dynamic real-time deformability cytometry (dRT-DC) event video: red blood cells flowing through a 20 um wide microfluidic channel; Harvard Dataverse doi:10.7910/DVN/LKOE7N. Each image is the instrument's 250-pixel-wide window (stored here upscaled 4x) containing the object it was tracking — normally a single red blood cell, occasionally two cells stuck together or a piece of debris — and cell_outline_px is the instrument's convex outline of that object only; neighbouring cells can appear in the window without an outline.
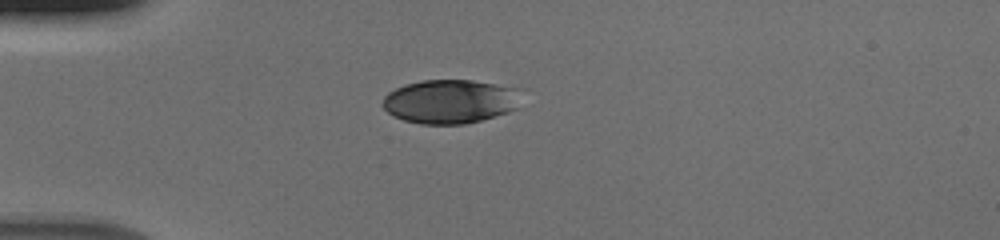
{"species": "human", "species_latin": "Homo sapiens", "temperature_condition": "cold", "stored_images_in_passage": 39, "camera_frame_rate_fps": 3000, "um_per_image_px": 0.085, "donor": {"sex": "male"}, "frame": {"image": 1, "passage_image": 1, "time_ms": 0.0, "image_size_px": [1000, 240], "cell_outline_px": [[528, 88], [520, 108], [508, 112], [480, 120], [464, 124], [420, 124], [404, 120], [392, 116], [380, 104], [384, 96], [388, 92], [404, 84], [420, 80], [472, 80]], "centroid_in_image_um": [38.4, 8.6], "position_along_channel_um": 46.6, "area_um2": 36.76}}
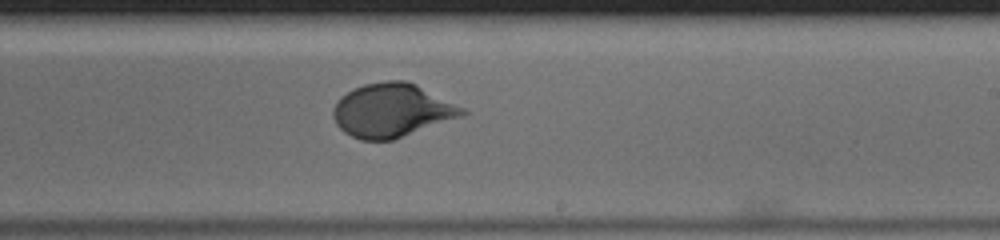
{"frame": {"image": 2, "passage_image": 19, "time_ms": 6.0, "image_size_px": [1000, 240], "cell_outline_px": [[468, 112], [460, 116], [392, 140], [360, 140], [344, 132], [336, 124], [332, 116], [332, 112], [340, 96], [364, 84], [384, 80], [408, 80], [464, 108]], "centroid_in_image_um": [33.27, 9.37], "position_along_channel_um": 255.7, "area_um2": 39.88}}
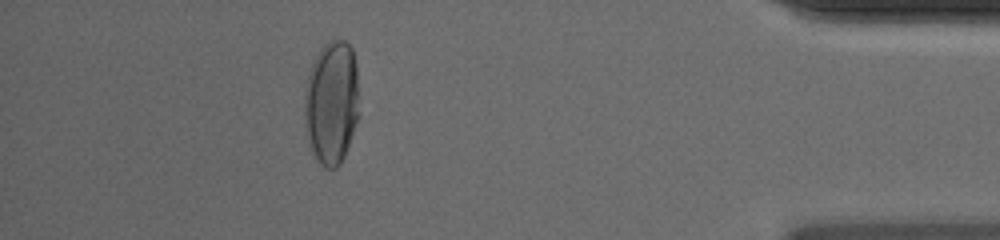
{"frame": {"image": 3, "passage_image": 34, "time_ms": 11.0, "image_size_px": [1000, 240], "cell_outline_px": [[360, 116], [344, 156], [340, 164], [336, 168], [324, 168], [316, 160], [312, 152], [308, 140], [304, 124], [304, 92], [308, 76], [312, 64], [320, 48], [332, 36], [336, 36], [344, 40], [352, 48], [356, 64]], "centroid_in_image_um": [28.19, 8.7], "position_along_channel_um": 407.0, "area_um2": 40.4}}